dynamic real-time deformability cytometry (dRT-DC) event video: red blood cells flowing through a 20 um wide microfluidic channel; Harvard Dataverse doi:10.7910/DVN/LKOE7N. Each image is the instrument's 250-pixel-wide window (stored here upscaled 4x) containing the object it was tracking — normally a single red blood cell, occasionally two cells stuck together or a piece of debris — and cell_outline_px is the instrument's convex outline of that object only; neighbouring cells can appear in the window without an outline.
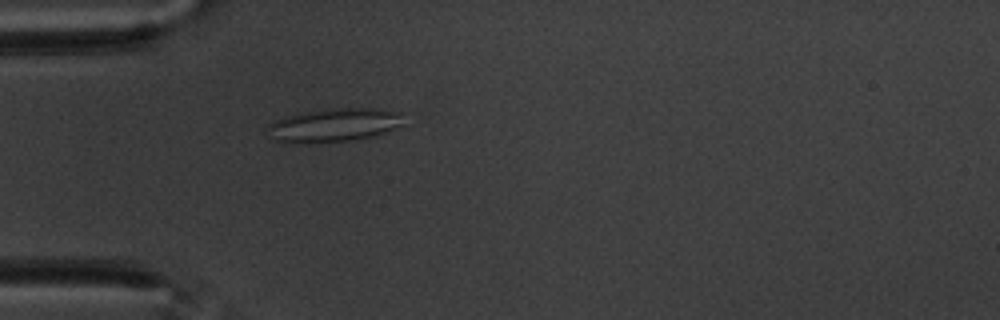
{"species": "common noctule bat (a hibernating species)", "species_latin": "Nyctalus noctula", "temperature_condition": "warm", "stored_images_in_passage": 52, "camera_frame_rate_fps": 3000, "um_per_image_px": 0.085, "animal": {"sex": "male", "body_mass_g": 20.1, "forearm_length_mm": 53.5}, "frame": {"image": 1, "passage_image": 11, "time_ms": 3.333, "image_size_px": [1000, 320], "cell_outline_px": [[408, 124], [376, 136], [348, 140], [292, 144], [276, 140], [268, 124], [284, 116], [300, 112], [324, 108], [364, 108], [400, 112]], "centroid_in_image_um": [28.47, 10.62], "position_along_channel_um": 56.5, "area_um2": 26.7}}
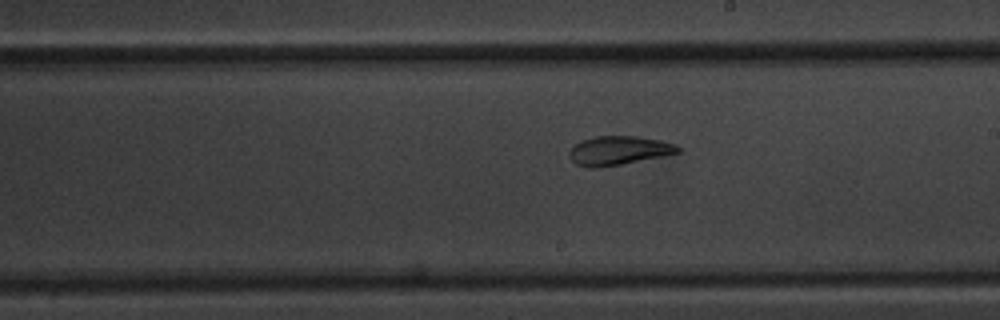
{"frame": {"image": 2, "passage_image": 27, "time_ms": 8.667, "image_size_px": [1000, 320], "cell_outline_px": [[680, 152], [620, 164], [592, 168], [588, 168], [576, 164], [572, 160], [568, 152], [580, 140], [596, 136], [636, 136], [660, 140], [676, 144], [680, 148]], "centroid_in_image_um": [52.56, 12.78], "position_along_channel_um": 236.4, "area_um2": 18.03}}
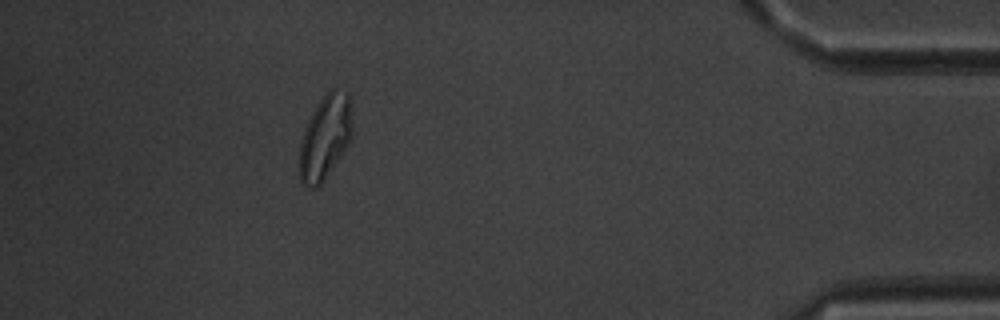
{"frame": {"image": 3, "passage_image": 46, "time_ms": 15.0, "image_size_px": [1000, 320], "cell_outline_px": [[352, 136], [348, 144], [320, 184], [316, 188], [312, 188], [304, 184], [300, 180], [300, 140], [304, 128], [312, 112], [320, 100], [332, 88], [336, 88], [348, 92], [352, 128]], "centroid_in_image_um": [27.63, 11.64], "position_along_channel_um": 407.6, "area_um2": 25.43}, "authors_computed_cell_mechanics": {"area_um2": 22.5709, "velocity_mm_per_s": 3.4798, "shape_relaxation_time_tau1_ms": null, "shape_relaxation_time_tau2_ms": 2.0629, "deformation_change_tau1": null, "deformation_change_tau2": 0.085}}